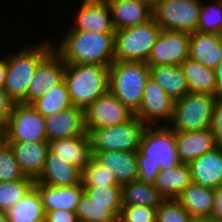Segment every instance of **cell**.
I'll list each match as a JSON object with an SVG mask.
<instances>
[{
  "instance_id": "obj_1",
  "label": "cell",
  "mask_w": 222,
  "mask_h": 222,
  "mask_svg": "<svg viewBox=\"0 0 222 222\" xmlns=\"http://www.w3.org/2000/svg\"><path fill=\"white\" fill-rule=\"evenodd\" d=\"M136 157L137 179L155 186L159 171L169 170L182 163L176 145V131L168 125L146 126Z\"/></svg>"
},
{
  "instance_id": "obj_2",
  "label": "cell",
  "mask_w": 222,
  "mask_h": 222,
  "mask_svg": "<svg viewBox=\"0 0 222 222\" xmlns=\"http://www.w3.org/2000/svg\"><path fill=\"white\" fill-rule=\"evenodd\" d=\"M115 33L67 30L54 50L66 64H100L114 62Z\"/></svg>"
},
{
  "instance_id": "obj_3",
  "label": "cell",
  "mask_w": 222,
  "mask_h": 222,
  "mask_svg": "<svg viewBox=\"0 0 222 222\" xmlns=\"http://www.w3.org/2000/svg\"><path fill=\"white\" fill-rule=\"evenodd\" d=\"M25 46L18 53L5 55L7 73L3 90L14 103H21L27 97L36 67L54 49L53 43L47 40L37 45Z\"/></svg>"
},
{
  "instance_id": "obj_4",
  "label": "cell",
  "mask_w": 222,
  "mask_h": 222,
  "mask_svg": "<svg viewBox=\"0 0 222 222\" xmlns=\"http://www.w3.org/2000/svg\"><path fill=\"white\" fill-rule=\"evenodd\" d=\"M64 81L72 106L85 110L109 90V66L66 64Z\"/></svg>"
},
{
  "instance_id": "obj_5",
  "label": "cell",
  "mask_w": 222,
  "mask_h": 222,
  "mask_svg": "<svg viewBox=\"0 0 222 222\" xmlns=\"http://www.w3.org/2000/svg\"><path fill=\"white\" fill-rule=\"evenodd\" d=\"M149 77L150 69L146 62L114 61L109 66V91L135 114Z\"/></svg>"
},
{
  "instance_id": "obj_6",
  "label": "cell",
  "mask_w": 222,
  "mask_h": 222,
  "mask_svg": "<svg viewBox=\"0 0 222 222\" xmlns=\"http://www.w3.org/2000/svg\"><path fill=\"white\" fill-rule=\"evenodd\" d=\"M161 27L154 18L115 31L114 61L146 62Z\"/></svg>"
},
{
  "instance_id": "obj_7",
  "label": "cell",
  "mask_w": 222,
  "mask_h": 222,
  "mask_svg": "<svg viewBox=\"0 0 222 222\" xmlns=\"http://www.w3.org/2000/svg\"><path fill=\"white\" fill-rule=\"evenodd\" d=\"M216 97L207 93H187L174 101L168 126L176 132L209 129Z\"/></svg>"
},
{
  "instance_id": "obj_8",
  "label": "cell",
  "mask_w": 222,
  "mask_h": 222,
  "mask_svg": "<svg viewBox=\"0 0 222 222\" xmlns=\"http://www.w3.org/2000/svg\"><path fill=\"white\" fill-rule=\"evenodd\" d=\"M145 124L135 115L123 124L98 129H86L89 133L93 152L139 150Z\"/></svg>"
},
{
  "instance_id": "obj_9",
  "label": "cell",
  "mask_w": 222,
  "mask_h": 222,
  "mask_svg": "<svg viewBox=\"0 0 222 222\" xmlns=\"http://www.w3.org/2000/svg\"><path fill=\"white\" fill-rule=\"evenodd\" d=\"M202 0H159L153 18L161 29L193 33L198 30Z\"/></svg>"
},
{
  "instance_id": "obj_10",
  "label": "cell",
  "mask_w": 222,
  "mask_h": 222,
  "mask_svg": "<svg viewBox=\"0 0 222 222\" xmlns=\"http://www.w3.org/2000/svg\"><path fill=\"white\" fill-rule=\"evenodd\" d=\"M5 136L6 142H48L44 117L25 103H14Z\"/></svg>"
},
{
  "instance_id": "obj_11",
  "label": "cell",
  "mask_w": 222,
  "mask_h": 222,
  "mask_svg": "<svg viewBox=\"0 0 222 222\" xmlns=\"http://www.w3.org/2000/svg\"><path fill=\"white\" fill-rule=\"evenodd\" d=\"M191 33L161 29L150 56L148 66L178 65L189 57V40Z\"/></svg>"
},
{
  "instance_id": "obj_12",
  "label": "cell",
  "mask_w": 222,
  "mask_h": 222,
  "mask_svg": "<svg viewBox=\"0 0 222 222\" xmlns=\"http://www.w3.org/2000/svg\"><path fill=\"white\" fill-rule=\"evenodd\" d=\"M174 101L151 78L146 80L139 110L134 114L146 126L168 125L173 116ZM162 120V121H161Z\"/></svg>"
},
{
  "instance_id": "obj_13",
  "label": "cell",
  "mask_w": 222,
  "mask_h": 222,
  "mask_svg": "<svg viewBox=\"0 0 222 222\" xmlns=\"http://www.w3.org/2000/svg\"><path fill=\"white\" fill-rule=\"evenodd\" d=\"M134 113L109 90L84 110L85 128L98 129L125 123Z\"/></svg>"
},
{
  "instance_id": "obj_14",
  "label": "cell",
  "mask_w": 222,
  "mask_h": 222,
  "mask_svg": "<svg viewBox=\"0 0 222 222\" xmlns=\"http://www.w3.org/2000/svg\"><path fill=\"white\" fill-rule=\"evenodd\" d=\"M65 70L66 63L53 49L36 67L28 87L27 97L21 103L30 104L60 85L64 81Z\"/></svg>"
},
{
  "instance_id": "obj_15",
  "label": "cell",
  "mask_w": 222,
  "mask_h": 222,
  "mask_svg": "<svg viewBox=\"0 0 222 222\" xmlns=\"http://www.w3.org/2000/svg\"><path fill=\"white\" fill-rule=\"evenodd\" d=\"M68 30L115 33L111 10L106 0H83Z\"/></svg>"
},
{
  "instance_id": "obj_16",
  "label": "cell",
  "mask_w": 222,
  "mask_h": 222,
  "mask_svg": "<svg viewBox=\"0 0 222 222\" xmlns=\"http://www.w3.org/2000/svg\"><path fill=\"white\" fill-rule=\"evenodd\" d=\"M48 142L84 134V109L72 106L44 117Z\"/></svg>"
},
{
  "instance_id": "obj_17",
  "label": "cell",
  "mask_w": 222,
  "mask_h": 222,
  "mask_svg": "<svg viewBox=\"0 0 222 222\" xmlns=\"http://www.w3.org/2000/svg\"><path fill=\"white\" fill-rule=\"evenodd\" d=\"M116 30L146 23L153 18V7L143 0H106Z\"/></svg>"
},
{
  "instance_id": "obj_18",
  "label": "cell",
  "mask_w": 222,
  "mask_h": 222,
  "mask_svg": "<svg viewBox=\"0 0 222 222\" xmlns=\"http://www.w3.org/2000/svg\"><path fill=\"white\" fill-rule=\"evenodd\" d=\"M13 150L25 176L34 181L39 178L45 167L49 142H6Z\"/></svg>"
},
{
  "instance_id": "obj_19",
  "label": "cell",
  "mask_w": 222,
  "mask_h": 222,
  "mask_svg": "<svg viewBox=\"0 0 222 222\" xmlns=\"http://www.w3.org/2000/svg\"><path fill=\"white\" fill-rule=\"evenodd\" d=\"M189 166L193 183L211 189L222 186V146L192 160Z\"/></svg>"
},
{
  "instance_id": "obj_20",
  "label": "cell",
  "mask_w": 222,
  "mask_h": 222,
  "mask_svg": "<svg viewBox=\"0 0 222 222\" xmlns=\"http://www.w3.org/2000/svg\"><path fill=\"white\" fill-rule=\"evenodd\" d=\"M34 187L40 194L45 212L54 210H76L80 197L84 193L82 184L67 187H57L34 181Z\"/></svg>"
},
{
  "instance_id": "obj_21",
  "label": "cell",
  "mask_w": 222,
  "mask_h": 222,
  "mask_svg": "<svg viewBox=\"0 0 222 222\" xmlns=\"http://www.w3.org/2000/svg\"><path fill=\"white\" fill-rule=\"evenodd\" d=\"M49 149L56 154V157L65 159L81 170L94 157L91 139L87 131L74 137L50 141Z\"/></svg>"
},
{
  "instance_id": "obj_22",
  "label": "cell",
  "mask_w": 222,
  "mask_h": 222,
  "mask_svg": "<svg viewBox=\"0 0 222 222\" xmlns=\"http://www.w3.org/2000/svg\"><path fill=\"white\" fill-rule=\"evenodd\" d=\"M81 176L80 168L61 157H56L49 149L43 172L36 181L51 186L67 187L81 184Z\"/></svg>"
},
{
  "instance_id": "obj_23",
  "label": "cell",
  "mask_w": 222,
  "mask_h": 222,
  "mask_svg": "<svg viewBox=\"0 0 222 222\" xmlns=\"http://www.w3.org/2000/svg\"><path fill=\"white\" fill-rule=\"evenodd\" d=\"M176 145L182 163H190L218 146L211 129L176 132Z\"/></svg>"
},
{
  "instance_id": "obj_24",
  "label": "cell",
  "mask_w": 222,
  "mask_h": 222,
  "mask_svg": "<svg viewBox=\"0 0 222 222\" xmlns=\"http://www.w3.org/2000/svg\"><path fill=\"white\" fill-rule=\"evenodd\" d=\"M93 156L113 173L119 185L130 183L138 178L137 157L134 152H93Z\"/></svg>"
},
{
  "instance_id": "obj_25",
  "label": "cell",
  "mask_w": 222,
  "mask_h": 222,
  "mask_svg": "<svg viewBox=\"0 0 222 222\" xmlns=\"http://www.w3.org/2000/svg\"><path fill=\"white\" fill-rule=\"evenodd\" d=\"M189 57L214 69L222 60V43L218 34L200 31L191 33Z\"/></svg>"
},
{
  "instance_id": "obj_26",
  "label": "cell",
  "mask_w": 222,
  "mask_h": 222,
  "mask_svg": "<svg viewBox=\"0 0 222 222\" xmlns=\"http://www.w3.org/2000/svg\"><path fill=\"white\" fill-rule=\"evenodd\" d=\"M214 189L191 183L176 199L193 219L210 220Z\"/></svg>"
},
{
  "instance_id": "obj_27",
  "label": "cell",
  "mask_w": 222,
  "mask_h": 222,
  "mask_svg": "<svg viewBox=\"0 0 222 222\" xmlns=\"http://www.w3.org/2000/svg\"><path fill=\"white\" fill-rule=\"evenodd\" d=\"M192 183L188 163H181L169 170L159 171L155 188L164 200L177 199L181 192Z\"/></svg>"
},
{
  "instance_id": "obj_28",
  "label": "cell",
  "mask_w": 222,
  "mask_h": 222,
  "mask_svg": "<svg viewBox=\"0 0 222 222\" xmlns=\"http://www.w3.org/2000/svg\"><path fill=\"white\" fill-rule=\"evenodd\" d=\"M150 77L173 100H179L189 93L183 70L178 65L149 66Z\"/></svg>"
},
{
  "instance_id": "obj_29",
  "label": "cell",
  "mask_w": 222,
  "mask_h": 222,
  "mask_svg": "<svg viewBox=\"0 0 222 222\" xmlns=\"http://www.w3.org/2000/svg\"><path fill=\"white\" fill-rule=\"evenodd\" d=\"M180 67L186 78L189 92L207 93L215 96L216 76L214 69L208 68L190 57Z\"/></svg>"
},
{
  "instance_id": "obj_30",
  "label": "cell",
  "mask_w": 222,
  "mask_h": 222,
  "mask_svg": "<svg viewBox=\"0 0 222 222\" xmlns=\"http://www.w3.org/2000/svg\"><path fill=\"white\" fill-rule=\"evenodd\" d=\"M122 207L145 206L158 208L164 200L155 186L147 185L139 179L121 185Z\"/></svg>"
},
{
  "instance_id": "obj_31",
  "label": "cell",
  "mask_w": 222,
  "mask_h": 222,
  "mask_svg": "<svg viewBox=\"0 0 222 222\" xmlns=\"http://www.w3.org/2000/svg\"><path fill=\"white\" fill-rule=\"evenodd\" d=\"M6 214L8 222L43 221L45 219V211L37 189L33 186Z\"/></svg>"
},
{
  "instance_id": "obj_32",
  "label": "cell",
  "mask_w": 222,
  "mask_h": 222,
  "mask_svg": "<svg viewBox=\"0 0 222 222\" xmlns=\"http://www.w3.org/2000/svg\"><path fill=\"white\" fill-rule=\"evenodd\" d=\"M30 104L43 117L72 107L65 81Z\"/></svg>"
},
{
  "instance_id": "obj_33",
  "label": "cell",
  "mask_w": 222,
  "mask_h": 222,
  "mask_svg": "<svg viewBox=\"0 0 222 222\" xmlns=\"http://www.w3.org/2000/svg\"><path fill=\"white\" fill-rule=\"evenodd\" d=\"M75 213L79 222H117L119 217L108 205L94 204L85 194L80 197Z\"/></svg>"
},
{
  "instance_id": "obj_34",
  "label": "cell",
  "mask_w": 222,
  "mask_h": 222,
  "mask_svg": "<svg viewBox=\"0 0 222 222\" xmlns=\"http://www.w3.org/2000/svg\"><path fill=\"white\" fill-rule=\"evenodd\" d=\"M34 186V180L23 177L16 181L0 182V210L7 212Z\"/></svg>"
},
{
  "instance_id": "obj_35",
  "label": "cell",
  "mask_w": 222,
  "mask_h": 222,
  "mask_svg": "<svg viewBox=\"0 0 222 222\" xmlns=\"http://www.w3.org/2000/svg\"><path fill=\"white\" fill-rule=\"evenodd\" d=\"M84 193L94 204L108 205L118 217L122 212L121 186L83 187Z\"/></svg>"
},
{
  "instance_id": "obj_36",
  "label": "cell",
  "mask_w": 222,
  "mask_h": 222,
  "mask_svg": "<svg viewBox=\"0 0 222 222\" xmlns=\"http://www.w3.org/2000/svg\"><path fill=\"white\" fill-rule=\"evenodd\" d=\"M81 184L82 187L121 186L117 183L113 173L101 165L94 157L82 169Z\"/></svg>"
},
{
  "instance_id": "obj_37",
  "label": "cell",
  "mask_w": 222,
  "mask_h": 222,
  "mask_svg": "<svg viewBox=\"0 0 222 222\" xmlns=\"http://www.w3.org/2000/svg\"><path fill=\"white\" fill-rule=\"evenodd\" d=\"M205 4L202 1L197 31L218 34L222 27V2L213 0Z\"/></svg>"
},
{
  "instance_id": "obj_38",
  "label": "cell",
  "mask_w": 222,
  "mask_h": 222,
  "mask_svg": "<svg viewBox=\"0 0 222 222\" xmlns=\"http://www.w3.org/2000/svg\"><path fill=\"white\" fill-rule=\"evenodd\" d=\"M27 177L16 161L8 143L0 147V182H11Z\"/></svg>"
},
{
  "instance_id": "obj_39",
  "label": "cell",
  "mask_w": 222,
  "mask_h": 222,
  "mask_svg": "<svg viewBox=\"0 0 222 222\" xmlns=\"http://www.w3.org/2000/svg\"><path fill=\"white\" fill-rule=\"evenodd\" d=\"M193 220L176 199L163 200L156 209L155 222H192Z\"/></svg>"
},
{
  "instance_id": "obj_40",
  "label": "cell",
  "mask_w": 222,
  "mask_h": 222,
  "mask_svg": "<svg viewBox=\"0 0 222 222\" xmlns=\"http://www.w3.org/2000/svg\"><path fill=\"white\" fill-rule=\"evenodd\" d=\"M156 209L145 206L123 207L119 222H155Z\"/></svg>"
},
{
  "instance_id": "obj_41",
  "label": "cell",
  "mask_w": 222,
  "mask_h": 222,
  "mask_svg": "<svg viewBox=\"0 0 222 222\" xmlns=\"http://www.w3.org/2000/svg\"><path fill=\"white\" fill-rule=\"evenodd\" d=\"M210 129L216 143L222 146V98H217L215 101Z\"/></svg>"
},
{
  "instance_id": "obj_42",
  "label": "cell",
  "mask_w": 222,
  "mask_h": 222,
  "mask_svg": "<svg viewBox=\"0 0 222 222\" xmlns=\"http://www.w3.org/2000/svg\"><path fill=\"white\" fill-rule=\"evenodd\" d=\"M13 106L12 99L3 89H0V126L5 127L7 125Z\"/></svg>"
},
{
  "instance_id": "obj_43",
  "label": "cell",
  "mask_w": 222,
  "mask_h": 222,
  "mask_svg": "<svg viewBox=\"0 0 222 222\" xmlns=\"http://www.w3.org/2000/svg\"><path fill=\"white\" fill-rule=\"evenodd\" d=\"M46 222H79L74 211L54 210L45 212Z\"/></svg>"
},
{
  "instance_id": "obj_44",
  "label": "cell",
  "mask_w": 222,
  "mask_h": 222,
  "mask_svg": "<svg viewBox=\"0 0 222 222\" xmlns=\"http://www.w3.org/2000/svg\"><path fill=\"white\" fill-rule=\"evenodd\" d=\"M211 222H222V186L214 189Z\"/></svg>"
},
{
  "instance_id": "obj_45",
  "label": "cell",
  "mask_w": 222,
  "mask_h": 222,
  "mask_svg": "<svg viewBox=\"0 0 222 222\" xmlns=\"http://www.w3.org/2000/svg\"><path fill=\"white\" fill-rule=\"evenodd\" d=\"M216 76V90L215 97L222 98V60L214 68Z\"/></svg>"
},
{
  "instance_id": "obj_46",
  "label": "cell",
  "mask_w": 222,
  "mask_h": 222,
  "mask_svg": "<svg viewBox=\"0 0 222 222\" xmlns=\"http://www.w3.org/2000/svg\"><path fill=\"white\" fill-rule=\"evenodd\" d=\"M7 73L6 56L0 58V89L4 88Z\"/></svg>"
},
{
  "instance_id": "obj_47",
  "label": "cell",
  "mask_w": 222,
  "mask_h": 222,
  "mask_svg": "<svg viewBox=\"0 0 222 222\" xmlns=\"http://www.w3.org/2000/svg\"><path fill=\"white\" fill-rule=\"evenodd\" d=\"M6 143L5 127L0 126V147Z\"/></svg>"
},
{
  "instance_id": "obj_48",
  "label": "cell",
  "mask_w": 222,
  "mask_h": 222,
  "mask_svg": "<svg viewBox=\"0 0 222 222\" xmlns=\"http://www.w3.org/2000/svg\"><path fill=\"white\" fill-rule=\"evenodd\" d=\"M0 222H8L6 212L1 211V210H0Z\"/></svg>"
},
{
  "instance_id": "obj_49",
  "label": "cell",
  "mask_w": 222,
  "mask_h": 222,
  "mask_svg": "<svg viewBox=\"0 0 222 222\" xmlns=\"http://www.w3.org/2000/svg\"><path fill=\"white\" fill-rule=\"evenodd\" d=\"M143 1L149 3L152 7H154L159 0H143Z\"/></svg>"
},
{
  "instance_id": "obj_50",
  "label": "cell",
  "mask_w": 222,
  "mask_h": 222,
  "mask_svg": "<svg viewBox=\"0 0 222 222\" xmlns=\"http://www.w3.org/2000/svg\"><path fill=\"white\" fill-rule=\"evenodd\" d=\"M192 222H211L210 220L194 219Z\"/></svg>"
},
{
  "instance_id": "obj_51",
  "label": "cell",
  "mask_w": 222,
  "mask_h": 222,
  "mask_svg": "<svg viewBox=\"0 0 222 222\" xmlns=\"http://www.w3.org/2000/svg\"><path fill=\"white\" fill-rule=\"evenodd\" d=\"M218 36L220 38V42L222 43V27H221L220 31L218 32Z\"/></svg>"
}]
</instances>
